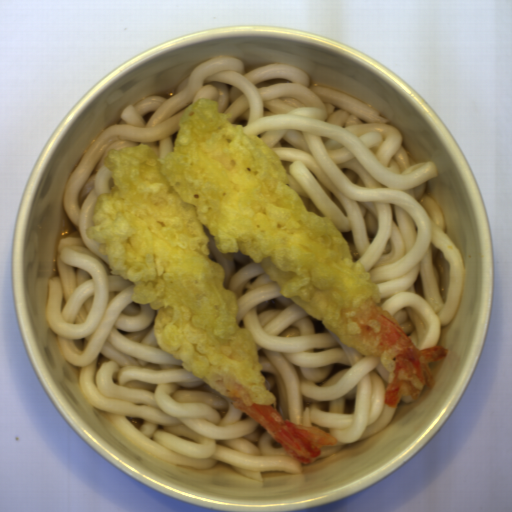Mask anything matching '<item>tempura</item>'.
<instances>
[{"mask_svg":"<svg viewBox=\"0 0 512 512\" xmlns=\"http://www.w3.org/2000/svg\"><path fill=\"white\" fill-rule=\"evenodd\" d=\"M199 98L183 112L173 150L157 158L147 145L108 151L112 182L86 228L106 256L111 275L133 283V303L158 315L154 342L185 372L258 422L287 455L311 464L324 446L340 443L313 426L283 419L272 406L257 343L237 325L238 295L209 258V237L221 254L241 251L260 262L291 299L340 343L384 366L383 401H417L434 386L430 362L448 355L440 345L418 349L396 317L383 309L378 284L333 218L309 211L288 184L279 154L244 126Z\"/></svg>","mask_w":512,"mask_h":512,"instance_id":"8679c707","label":"tempura"}]
</instances>
